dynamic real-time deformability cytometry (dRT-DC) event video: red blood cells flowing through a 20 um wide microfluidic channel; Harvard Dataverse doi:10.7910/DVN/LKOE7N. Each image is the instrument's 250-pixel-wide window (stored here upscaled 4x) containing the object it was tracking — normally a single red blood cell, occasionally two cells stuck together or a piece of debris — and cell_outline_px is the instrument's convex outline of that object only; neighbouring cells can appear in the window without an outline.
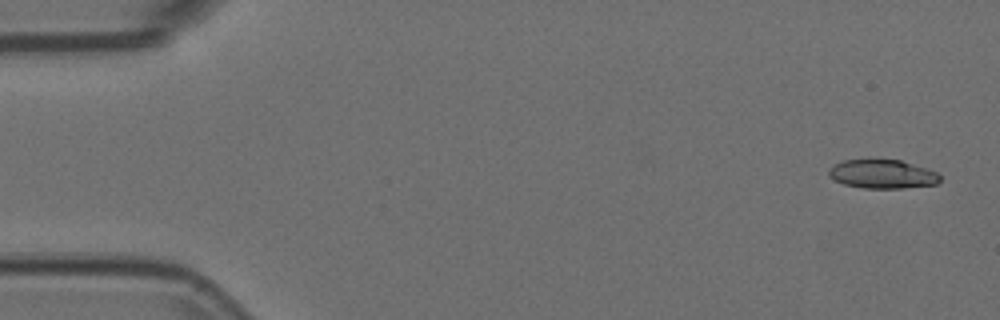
{"species": "Egyptian fruit bat (a non-hibernating species)", "species_latin": "Rousettus aegyptiacus", "temperature_condition": "room temperature", "stored_images_in_passage": 3, "camera_frame_rate_fps": 3000, "um_per_image_px": 0.085, "animal": {"sex": "female"}, "frame": {"image": 1, "passage_image": 1, "time_ms": 0.0, "image_size_px": [1000, 320], "cell_outline_px": [[940, 180], [936, 184], [904, 188], [864, 188], [844, 184], [828, 176], [828, 168], [832, 164], [844, 160], [868, 156], [900, 160], [936, 172], [940, 176]], "centroid_in_image_um": [74.92, 14.74], "position_along_channel_um": 10.1, "area_um2": 19.31}}